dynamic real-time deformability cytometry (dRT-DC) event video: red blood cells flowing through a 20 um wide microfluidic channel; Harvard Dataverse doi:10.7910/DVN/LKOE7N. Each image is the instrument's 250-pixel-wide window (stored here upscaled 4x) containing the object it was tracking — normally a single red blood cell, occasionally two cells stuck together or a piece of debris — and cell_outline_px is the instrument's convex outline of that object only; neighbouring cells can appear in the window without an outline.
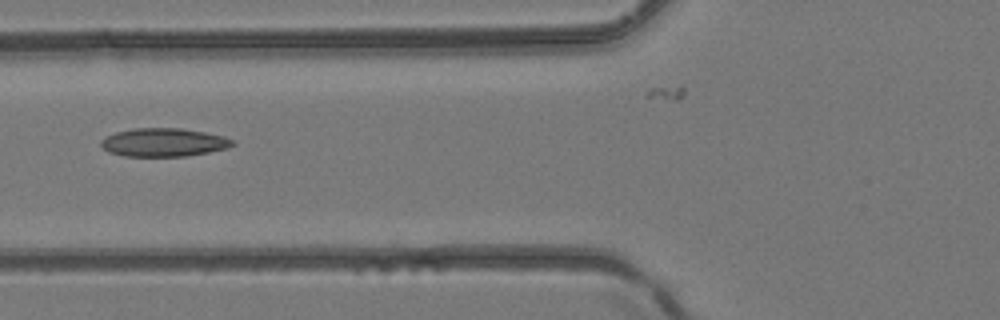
{"species": "common noctule bat (a hibernating species)", "species_latin": "Nyctalus noctula", "temperature_condition": "room temperature", "stored_images_in_passage": 6, "camera_frame_rate_fps": 3000, "um_per_image_px": 0.085, "animal": {"sex": "female", "body_mass_g": 24.6, "forearm_length_mm": 56.2}, "frame": {"image": 1, "passage_image": 6, "time_ms": 1.667, "image_size_px": [1000, 320], "cell_outline_px": [[236, 144], [228, 148], [208, 152], [184, 156], [124, 156], [108, 152], [100, 144], [100, 140], [116, 132], [132, 128], [180, 128], [204, 132], [224, 136], [236, 140]], "centroid_in_image_um": [13.94, 12.1], "position_along_channel_um": 111.9, "area_um2": 21.79}}